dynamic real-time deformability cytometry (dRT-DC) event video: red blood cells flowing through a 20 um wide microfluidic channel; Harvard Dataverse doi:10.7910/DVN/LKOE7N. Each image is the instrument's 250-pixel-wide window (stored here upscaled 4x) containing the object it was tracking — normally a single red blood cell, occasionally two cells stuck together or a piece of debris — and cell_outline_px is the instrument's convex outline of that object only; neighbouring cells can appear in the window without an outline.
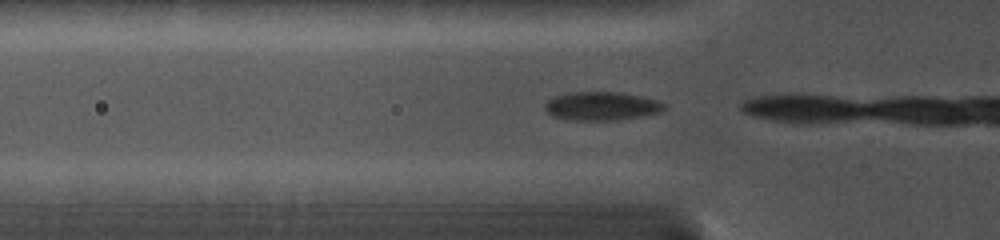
{"species": "common noctule bat (a hibernating species)", "species_latin": "Nyctalus noctula", "temperature_condition": "cold", "stored_images_in_passage": 3, "camera_frame_rate_fps": 5000, "um_per_image_px": 0.085, "animal": {"sex": "female", "body_mass_g": 19.0, "forearm_length_mm": 56.7}, "frame": {"image": 1, "passage_image": 2, "time_ms": 0.2, "image_size_px": [1000, 240], "cell_outline_px": [[668, 108], [660, 112], [640, 116], [616, 120], [576, 120], [552, 116], [544, 108], [544, 104], [552, 96], [564, 92], [620, 92], [640, 96], [656, 100], [668, 104]], "centroid_in_image_um": [51.13, 9.0], "position_along_channel_um": 74.7, "area_um2": 20.0}}